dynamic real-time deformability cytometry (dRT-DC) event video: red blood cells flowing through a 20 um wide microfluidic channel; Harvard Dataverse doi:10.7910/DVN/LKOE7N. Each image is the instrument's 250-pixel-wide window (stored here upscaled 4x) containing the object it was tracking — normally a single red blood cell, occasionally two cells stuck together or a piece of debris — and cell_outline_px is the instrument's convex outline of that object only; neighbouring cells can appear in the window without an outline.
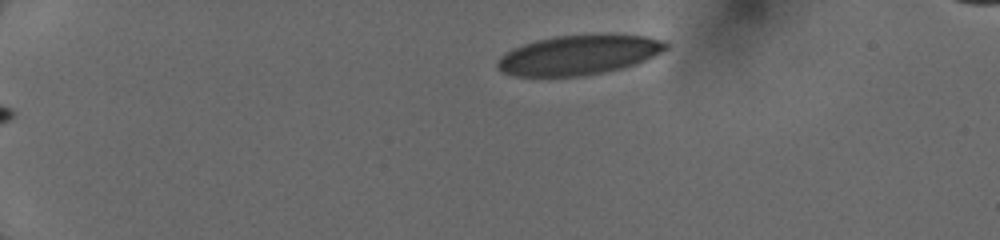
{"species": "human", "species_latin": "Homo sapiens", "temperature_condition": "cold", "stored_images_in_passage": 27, "camera_frame_rate_fps": 3000, "um_per_image_px": 0.085, "donor": {"sex": "female"}, "frame": {"image": 1, "passage_image": 1, "time_ms": 0.0, "image_size_px": [1000, 240], "cell_outline_px": [[668, 48], [636, 64], [604, 72], [580, 76], [516, 76], [504, 72], [496, 64], [500, 56], [524, 44], [536, 40], [556, 36], [600, 32], [604, 32], [644, 36], [664, 40], [668, 44]], "centroid_in_image_um": [49.25, 4.63], "position_along_channel_um": 35.8, "area_um2": 39.19}}
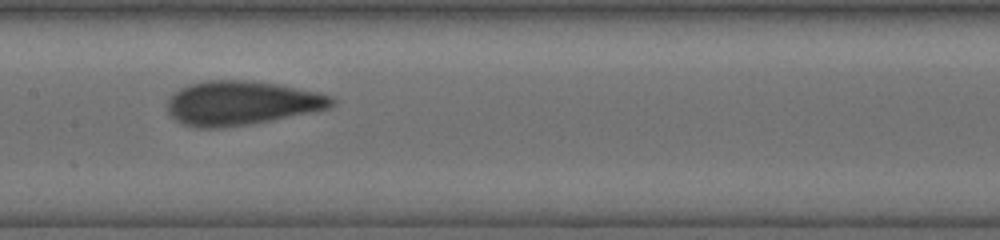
{"frame": {"image": 2, "passage_image": 17, "time_ms": 5.667, "image_size_px": [1000, 240], "cell_outline_px": [[336, 104], [332, 108], [252, 124], [224, 128], [196, 128], [180, 124], [168, 112], [168, 100], [172, 92], [188, 84], [208, 80], [252, 80], [276, 84], [320, 92], [332, 96], [336, 100]], "centroid_in_image_um": [20.54, 8.76], "position_along_channel_um": 186.9, "area_um2": 42.89}}
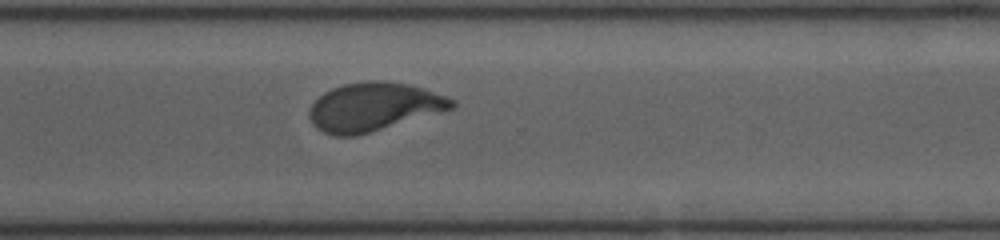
{"frame": {"image": 3, "passage_image": 27, "time_ms": 9.333, "image_size_px": [1000, 240], "cell_outline_px": [[456, 108], [356, 136], [336, 136], [324, 132], [316, 128], [312, 124], [308, 116], [308, 112], [312, 104], [324, 92], [332, 88], [344, 84], [372, 80], [384, 80], [412, 84], [456, 100]], "centroid_in_image_um": [31.78, 9.08], "position_along_channel_um": 338.8, "area_um2": 40.4}}